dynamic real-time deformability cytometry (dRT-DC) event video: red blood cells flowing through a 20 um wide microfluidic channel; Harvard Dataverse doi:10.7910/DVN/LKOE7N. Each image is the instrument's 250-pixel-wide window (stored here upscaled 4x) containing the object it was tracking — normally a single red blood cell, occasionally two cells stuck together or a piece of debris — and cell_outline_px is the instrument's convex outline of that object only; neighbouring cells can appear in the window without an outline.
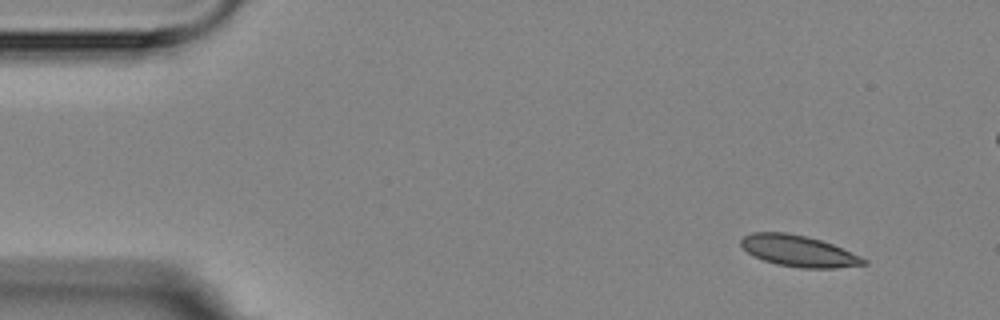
{"species": "Egyptian fruit bat (a non-hibernating species)", "species_latin": "Rousettus aegyptiacus", "temperature_condition": "room temperature", "stored_images_in_passage": 5, "camera_frame_rate_fps": 3000, "um_per_image_px": 0.085, "animal": {"sex": "female"}, "frame": {"image": 1, "passage_image": 1, "time_ms": 0.0, "image_size_px": [1000, 320], "cell_outline_px": [[868, 264], [836, 268], [800, 268], [776, 264], [752, 256], [740, 244], [740, 240], [744, 236], [752, 232], [784, 232], [804, 236], [820, 240], [832, 244], [860, 256], [868, 260]], "centroid_in_image_um": [67.87, 21.34], "position_along_channel_um": 17.1, "area_um2": 22.25}}